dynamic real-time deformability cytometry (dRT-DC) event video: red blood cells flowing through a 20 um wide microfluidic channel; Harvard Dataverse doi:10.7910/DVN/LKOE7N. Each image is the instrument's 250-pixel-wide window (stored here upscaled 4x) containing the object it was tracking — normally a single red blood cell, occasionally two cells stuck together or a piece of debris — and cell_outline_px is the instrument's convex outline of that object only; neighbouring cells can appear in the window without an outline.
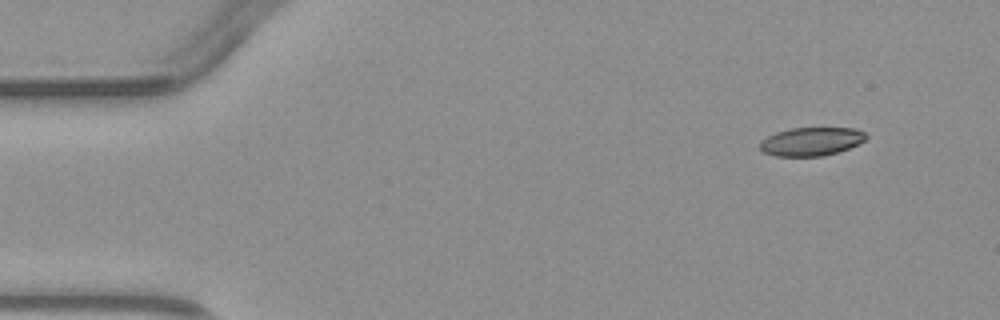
{"species": "common noctule bat (a hibernating species)", "species_latin": "Nyctalus noctula", "temperature_condition": "warm", "stored_images_in_passage": 2, "camera_frame_rate_fps": 3000, "um_per_image_px": 0.085, "animal": {"sex": "male", "body_mass_g": 23.1, "forearm_length_mm": 52.7}, "frame": {"image": 1, "passage_image": 1, "time_ms": 0.0, "image_size_px": [1000, 320], "cell_outline_px": [[868, 136], [864, 140], [848, 148], [836, 152], [820, 156], [776, 156], [764, 152], [760, 148], [760, 140], [776, 132], [792, 128], [856, 128], [864, 132]], "centroid_in_image_um": [68.94, 12.02], "position_along_channel_um": 16.1, "area_um2": 17.4}}